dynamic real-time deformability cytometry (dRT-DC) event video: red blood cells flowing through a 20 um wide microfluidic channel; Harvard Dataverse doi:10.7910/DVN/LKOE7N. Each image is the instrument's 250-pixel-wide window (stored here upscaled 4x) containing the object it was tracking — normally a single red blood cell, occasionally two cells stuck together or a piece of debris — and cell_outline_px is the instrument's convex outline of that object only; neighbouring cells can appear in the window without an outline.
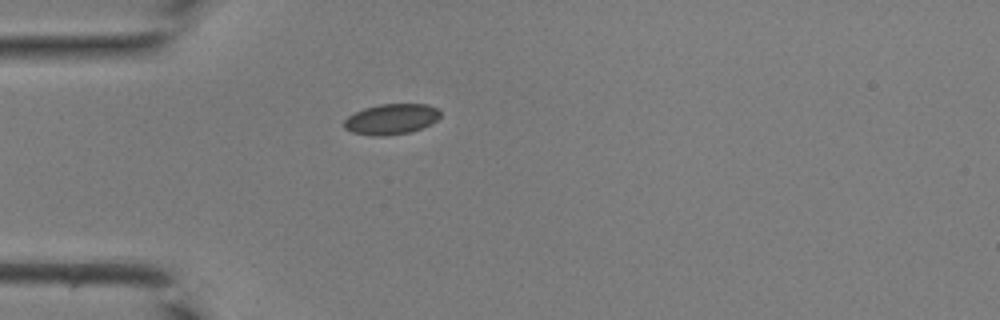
{"species": "common noctule bat (a hibernating species)", "species_latin": "Nyctalus noctula", "temperature_condition": "room temperature", "stored_images_in_passage": 28, "camera_frame_rate_fps": 3000, "um_per_image_px": 0.085, "animal": {"sex": "male", "body_mass_g": 19.0, "forearm_length_mm": 50.8}, "frame": {"image": 1, "passage_image": 2, "time_ms": 0.333, "image_size_px": [1000, 320], "cell_outline_px": [[440, 116], [436, 120], [412, 132], [384, 136], [372, 136], [352, 132], [344, 128], [344, 120], [348, 116], [364, 108], [380, 104], [428, 104], [440, 108]], "centroid_in_image_um": [33.26, 10.12], "position_along_channel_um": 51.7, "area_um2": 17.17}}
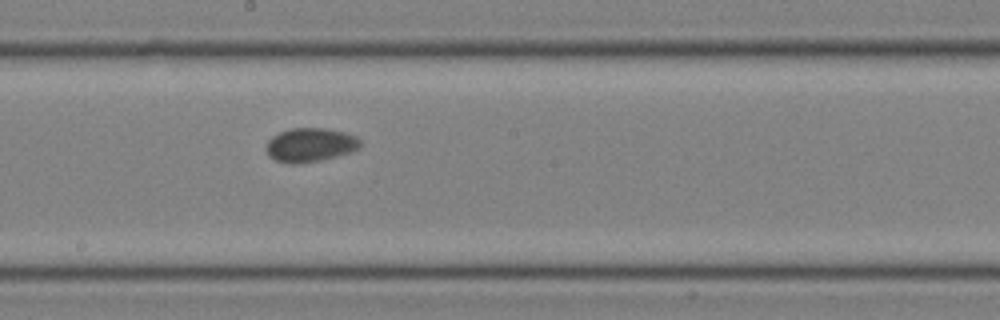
{"frame": {"image": 2, "passage_image": 14, "time_ms": 4.333, "image_size_px": [1000, 320], "cell_outline_px": [[360, 148], [336, 156], [320, 160], [296, 164], [288, 164], [276, 160], [268, 156], [264, 148], [268, 140], [272, 136], [280, 132], [292, 128], [328, 128], [344, 132], [356, 136], [360, 140]], "centroid_in_image_um": [26.33, 12.31], "position_along_channel_um": 221.9, "area_um2": 18.67}}
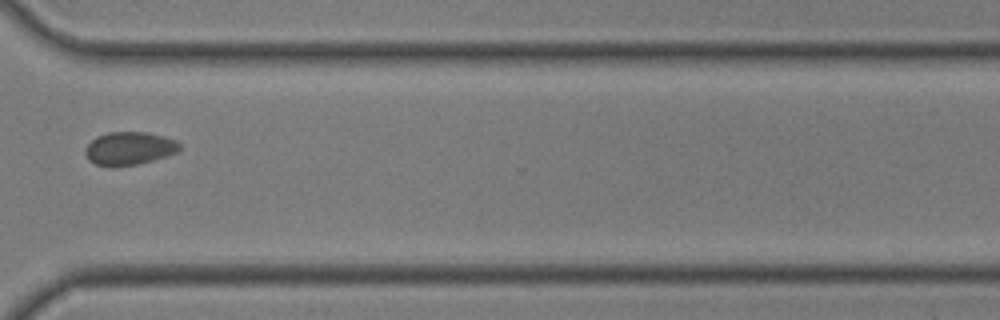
{"frame": {"image": 3, "passage_image": 23, "time_ms": 7.333, "image_size_px": [1000, 320], "cell_outline_px": [[180, 152], [168, 156], [136, 164], [116, 168], [108, 168], [96, 164], [88, 160], [84, 152], [84, 148], [96, 136], [108, 132], [148, 132], [164, 136], [176, 140], [180, 144]], "centroid_in_image_um": [10.98, 12.63], "position_along_channel_um": 359.6, "area_um2": 18.67}}